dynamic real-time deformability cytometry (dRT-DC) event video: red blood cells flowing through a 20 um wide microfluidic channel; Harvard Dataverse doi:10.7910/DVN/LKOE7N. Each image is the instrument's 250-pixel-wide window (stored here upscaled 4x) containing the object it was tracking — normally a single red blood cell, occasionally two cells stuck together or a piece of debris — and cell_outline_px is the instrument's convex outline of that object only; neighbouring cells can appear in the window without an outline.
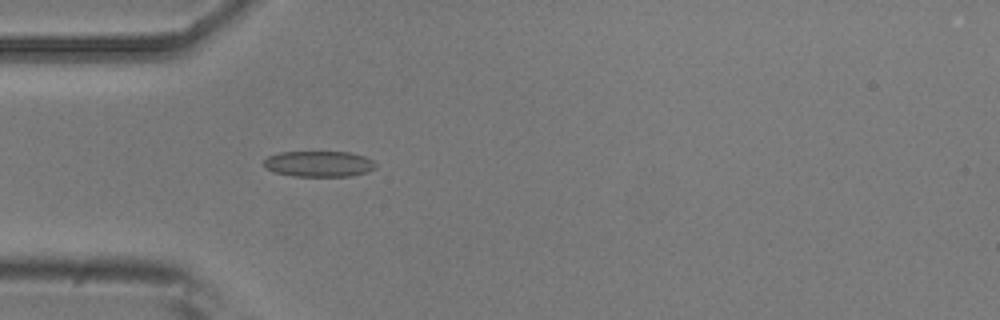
{"species": "common noctule bat (a hibernating species)", "species_latin": "Nyctalus noctula", "temperature_condition": "room temperature", "stored_images_in_passage": 4, "camera_frame_rate_fps": 3000, "um_per_image_px": 0.085, "animal": {"sex": "male", "body_mass_g": 20.5, "forearm_length_mm": 52.5}, "frame": {"image": 1, "passage_image": 4, "time_ms": 3.667, "image_size_px": [1000, 320], "cell_outline_px": [[376, 168], [368, 172], [352, 176], [292, 176], [276, 172], [268, 168], [264, 164], [264, 160], [268, 156], [280, 152], [348, 152], [364, 156], [372, 160], [376, 164]], "centroid_in_image_um": [27.15, 13.93], "position_along_channel_um": 57.9, "area_um2": 16.76}}